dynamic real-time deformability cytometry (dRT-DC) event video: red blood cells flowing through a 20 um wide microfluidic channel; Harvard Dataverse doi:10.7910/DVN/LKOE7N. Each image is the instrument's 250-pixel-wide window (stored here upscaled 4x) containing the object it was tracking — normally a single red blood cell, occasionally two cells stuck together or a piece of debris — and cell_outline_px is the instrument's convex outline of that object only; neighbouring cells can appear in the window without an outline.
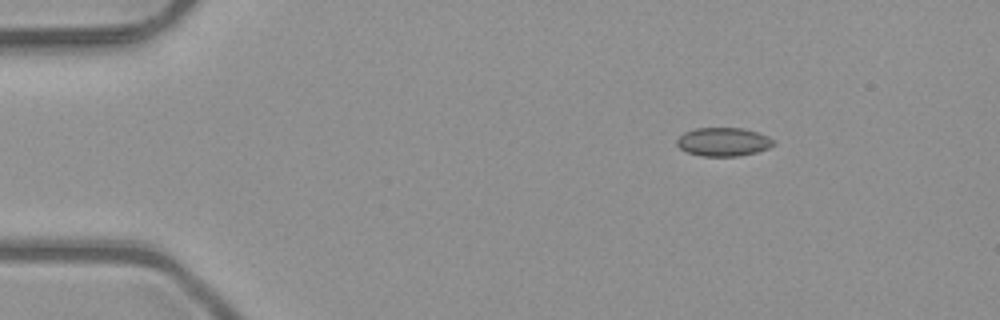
{"species": "common noctule bat (a hibernating species)", "species_latin": "Nyctalus noctula", "temperature_condition": "room temperature", "stored_images_in_passage": 5, "camera_frame_rate_fps": 3000, "um_per_image_px": 0.085, "animal": {"sex": "male", "body_mass_g": 23.1, "forearm_length_mm": 52.7}, "frame": {"image": 1, "passage_image": 2, "time_ms": 0.333, "image_size_px": [1000, 320], "cell_outline_px": [[776, 144], [768, 148], [756, 152], [736, 156], [700, 156], [688, 152], [680, 148], [676, 144], [676, 140], [684, 132], [696, 128], [744, 128], [768, 136]], "centroid_in_image_um": [61.47, 12.05], "position_along_channel_um": 23.5, "area_um2": 16.01}}
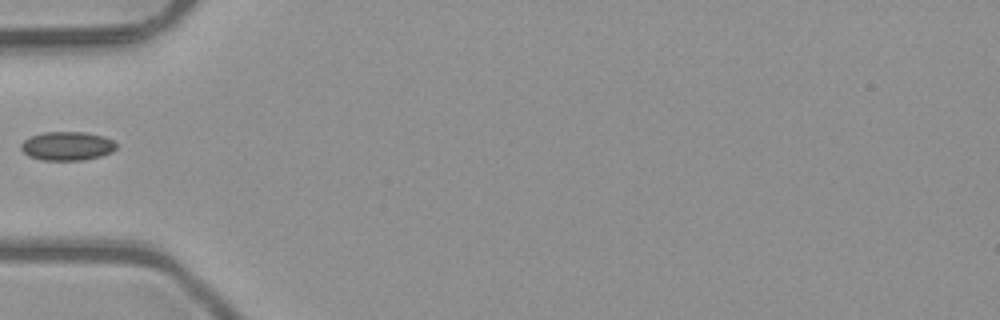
{"frame": {"image": 2, "passage_image": 5, "time_ms": 1.333, "image_size_px": [1000, 320], "cell_outline_px": [[116, 148], [112, 152], [100, 156], [84, 160], [40, 160], [28, 156], [20, 148], [20, 144], [24, 140], [32, 136], [44, 132], [84, 132], [104, 136], [112, 140], [116, 144]], "centroid_in_image_um": [5.7, 12.41], "position_along_channel_um": 79.3, "area_um2": 16.01}}